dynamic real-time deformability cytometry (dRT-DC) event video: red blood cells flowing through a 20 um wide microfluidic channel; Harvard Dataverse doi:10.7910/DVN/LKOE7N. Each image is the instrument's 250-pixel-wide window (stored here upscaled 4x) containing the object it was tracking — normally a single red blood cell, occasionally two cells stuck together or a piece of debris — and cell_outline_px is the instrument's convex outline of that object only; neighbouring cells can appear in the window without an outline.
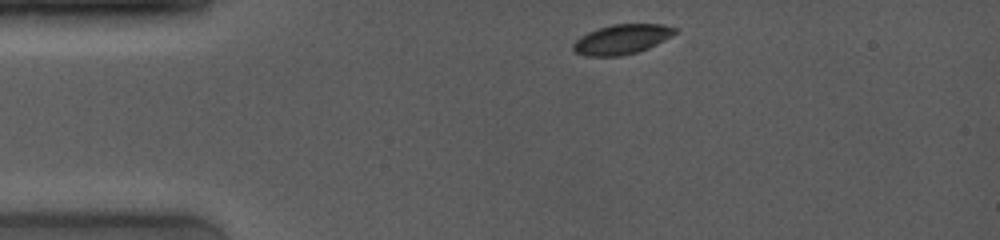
{"species": "common noctule bat (a hibernating species)", "species_latin": "Nyctalus noctula", "temperature_condition": "room temperature", "stored_images_in_passage": 5, "camera_frame_rate_fps": 4000, "um_per_image_px": 0.085, "animal": {"sex": "female", "body_mass_g": 19.0, "forearm_length_mm": 53.3}, "frame": {"image": 1, "passage_image": 1, "time_ms": 0.0, "image_size_px": [1000, 240], "cell_outline_px": [[676, 32], [672, 36], [648, 48], [636, 52], [620, 56], [588, 56], [576, 52], [572, 48], [572, 44], [580, 36], [596, 28], [612, 24], [660, 24], [676, 28]], "centroid_in_image_um": [52.82, 3.33], "position_along_channel_um": 32.2, "area_um2": 17.57}}
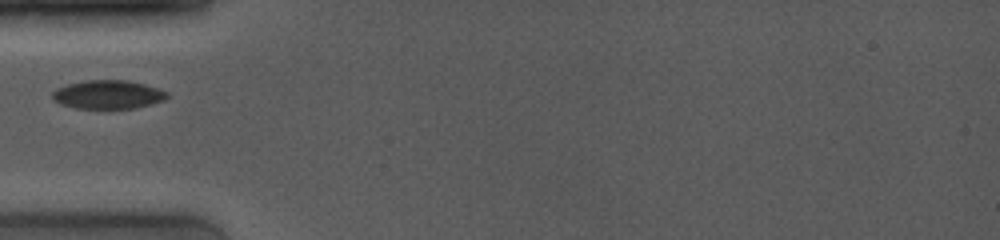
{"frame": {"image": 2, "passage_image": 4, "time_ms": 2.25, "image_size_px": [1000, 240], "cell_outline_px": [[168, 96], [164, 100], [136, 108], [108, 112], [76, 108], [60, 104], [52, 100], [52, 92], [56, 88], [68, 84], [88, 80], [128, 80], [144, 84], [168, 92]], "centroid_in_image_um": [9.15, 8.09], "position_along_channel_um": 75.9, "area_um2": 19.94}}